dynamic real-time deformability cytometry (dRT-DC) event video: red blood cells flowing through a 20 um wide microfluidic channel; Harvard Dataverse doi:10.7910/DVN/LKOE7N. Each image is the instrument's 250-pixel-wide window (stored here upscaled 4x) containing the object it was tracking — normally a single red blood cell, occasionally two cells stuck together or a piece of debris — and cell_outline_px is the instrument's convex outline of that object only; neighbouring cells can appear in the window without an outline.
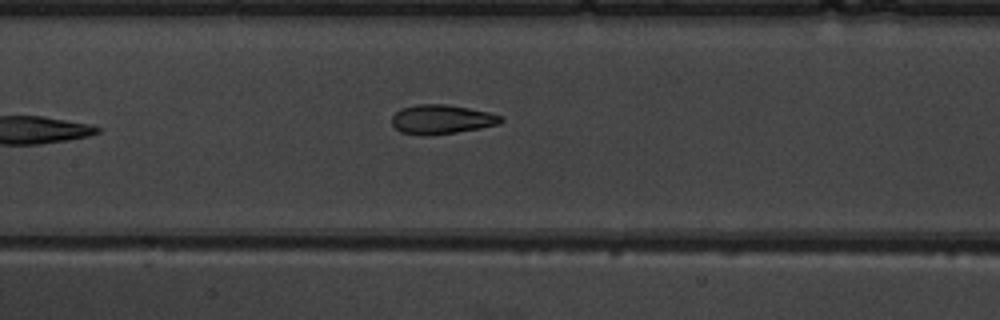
{"species": "common noctule bat (a hibernating species)", "species_latin": "Nyctalus noctula", "temperature_condition": "warm", "stored_images_in_passage": 7, "camera_frame_rate_fps": 3000, "um_per_image_px": 0.085, "animal": {"sex": "male", "body_mass_g": 19.5, "forearm_length_mm": 54.6}, "frame": {"image": 1, "passage_image": 7, "time_ms": 7.0, "image_size_px": [1000, 320], "cell_outline_px": [[504, 120], [500, 124], [480, 128], [456, 132], [400, 132], [392, 124], [392, 116], [400, 108], [416, 104], [448, 104], [488, 112], [500, 116]], "centroid_in_image_um": [37.57, 10.09], "position_along_channel_um": 169.8, "area_um2": 17.8}}